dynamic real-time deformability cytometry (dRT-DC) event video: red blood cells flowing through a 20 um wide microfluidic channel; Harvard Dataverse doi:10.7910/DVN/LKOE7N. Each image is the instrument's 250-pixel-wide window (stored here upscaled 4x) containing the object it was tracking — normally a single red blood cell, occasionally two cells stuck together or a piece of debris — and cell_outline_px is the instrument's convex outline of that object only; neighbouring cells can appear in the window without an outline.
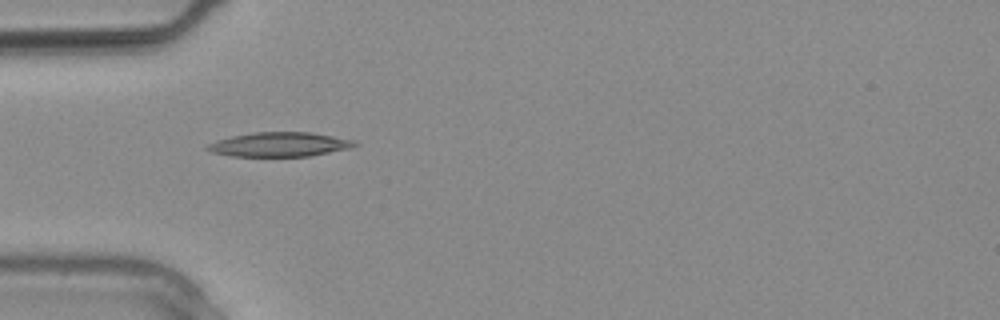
{"species": "common noctule bat (a hibernating species)", "species_latin": "Nyctalus noctula", "temperature_condition": "warm", "stored_images_in_passage": 27, "camera_frame_rate_fps": 3000, "um_per_image_px": 0.085, "animal": {"sex": "male", "body_mass_g": 20.4}, "frame": {"image": 1, "passage_image": 8, "time_ms": 2.333, "image_size_px": [1000, 320], "cell_outline_px": [[360, 144], [352, 148], [312, 156], [232, 156], [212, 152], [204, 148], [208, 144], [216, 140], [232, 136], [256, 132], [312, 132], [352, 140]], "centroid_in_image_um": [23.78, 12.28], "position_along_channel_um": 61.2, "area_um2": 20.92}}